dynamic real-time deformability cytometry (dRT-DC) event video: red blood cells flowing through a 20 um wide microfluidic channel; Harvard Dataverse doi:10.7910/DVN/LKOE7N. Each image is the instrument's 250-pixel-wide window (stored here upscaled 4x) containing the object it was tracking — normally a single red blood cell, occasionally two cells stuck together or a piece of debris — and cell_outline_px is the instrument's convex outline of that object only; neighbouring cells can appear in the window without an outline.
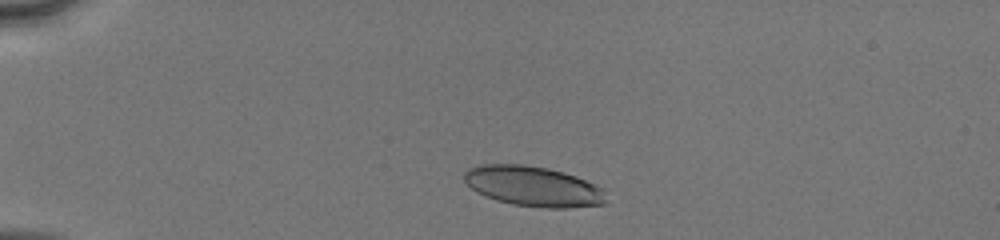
{"species": "human", "species_latin": "Homo sapiens", "temperature_condition": "cold", "stored_images_in_passage": 35, "camera_frame_rate_fps": 3000, "um_per_image_px": 0.085, "donor": {"sex": "male"}, "frame": {"image": 1, "passage_image": 3, "time_ms": 0.667, "image_size_px": [1000, 240], "cell_outline_px": [[604, 204], [568, 208], [544, 208], [512, 204], [496, 200], [476, 192], [464, 180], [464, 172], [468, 168], [480, 164], [524, 164], [548, 168], [564, 172], [576, 176], [596, 184], [604, 188]], "centroid_in_image_um": [45.32, 15.83], "position_along_channel_um": 39.7, "area_um2": 33.35}}
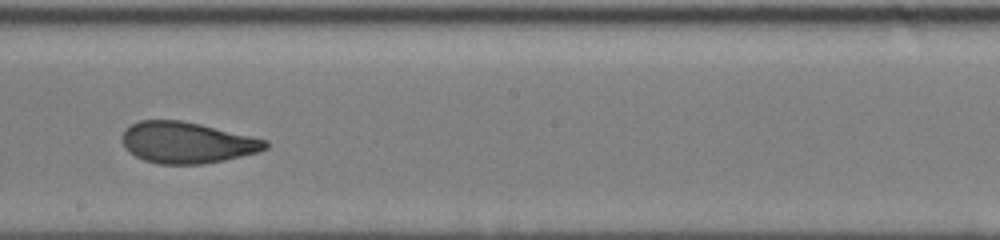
{"frame": {"image": 2, "passage_image": 21, "time_ms": 6.667, "image_size_px": [1000, 240], "cell_outline_px": [[268, 148], [260, 152], [224, 160], [200, 164], [160, 164], [144, 160], [128, 152], [124, 148], [120, 140], [120, 136], [124, 128], [140, 120], [180, 120], [200, 124], [252, 136], [268, 140]], "centroid_in_image_um": [15.86, 12.12], "position_along_channel_um": 232.3, "area_um2": 34.74}}
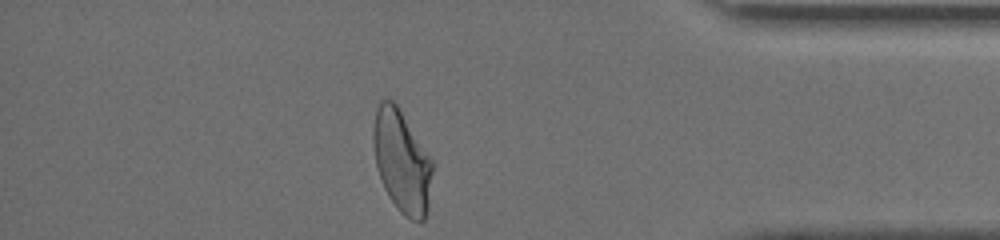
{"frame": {"image": 3, "passage_image": 35, "time_ms": 11.333, "image_size_px": [1000, 240], "cell_outline_px": [[432, 172], [428, 212], [424, 220], [412, 220], [404, 216], [396, 208], [388, 196], [384, 188], [376, 168], [372, 140], [372, 128], [376, 108], [380, 100], [392, 100], [396, 104], [432, 160]], "centroid_in_image_um": [34.12, 13.74], "position_along_channel_um": 401.1, "area_um2": 35.32}, "authors_computed_cell_mechanics": {"area_um2": 34.7378, "velocity_mm_per_s": 4.1289, "shape_relaxation_time_tau1_ms": 4.6663, "shape_relaxation_time_tau2_ms": 1.4764, "deformation_change_tau1": 0.1854, "deformation_change_tau2": 0.0685}}